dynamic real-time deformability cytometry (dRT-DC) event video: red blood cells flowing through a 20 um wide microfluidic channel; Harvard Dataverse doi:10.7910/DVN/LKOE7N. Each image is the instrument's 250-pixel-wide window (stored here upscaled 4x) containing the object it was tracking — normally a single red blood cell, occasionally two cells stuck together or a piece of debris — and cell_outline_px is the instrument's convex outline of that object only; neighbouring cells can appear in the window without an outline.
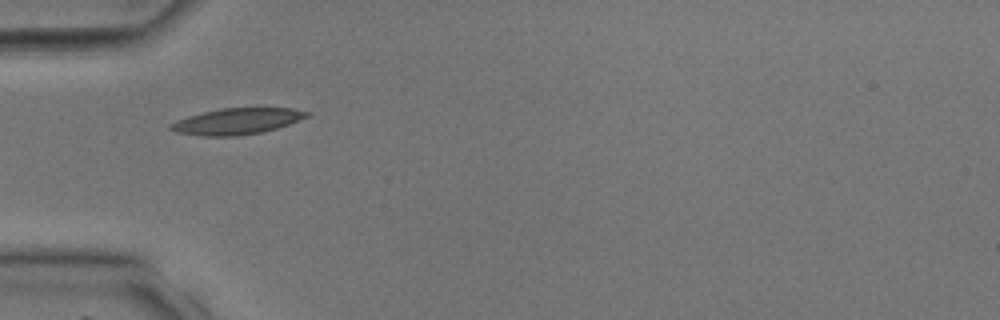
{"species": "common noctule bat (a hibernating species)", "species_latin": "Nyctalus noctula", "temperature_condition": "room temperature", "stored_images_in_passage": 20, "camera_frame_rate_fps": 3000, "um_per_image_px": 0.085, "animal": {"sex": "male", "body_mass_g": 17.9, "forearm_length_mm": 54.2}, "frame": {"image": 1, "passage_image": 1, "time_ms": 0.0, "image_size_px": [1000, 320], "cell_outline_px": [[312, 112], [308, 116], [288, 124], [276, 128], [260, 132], [236, 136], [200, 136], [176, 132], [168, 128], [168, 124], [176, 120], [188, 116], [220, 108], [292, 108]], "centroid_in_image_um": [20.1, 10.31], "position_along_channel_um": 64.9, "area_um2": 20.69}}